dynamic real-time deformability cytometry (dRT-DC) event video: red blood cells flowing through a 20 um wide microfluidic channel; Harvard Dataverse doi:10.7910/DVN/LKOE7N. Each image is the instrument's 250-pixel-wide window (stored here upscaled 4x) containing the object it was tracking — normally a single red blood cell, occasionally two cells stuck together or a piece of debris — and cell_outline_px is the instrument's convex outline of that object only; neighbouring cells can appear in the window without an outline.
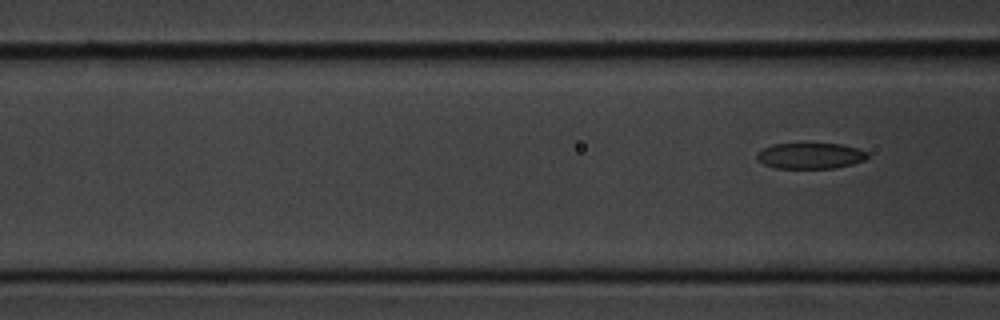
{"species": "common noctule bat (a hibernating species)", "species_latin": "Nyctalus noctula", "temperature_condition": "cold", "stored_images_in_passage": 5, "segment_of_instrument_passage": [2, 2], "camera_frame_rate_fps": 3000, "um_per_image_px": 0.085, "animal": {"sex": "male", "body_mass_g": 20.1, "forearm_length_mm": 53.5}, "frame": {"image": 1, "passage_image": 5, "time_ms": 4.667, "image_size_px": [1000, 320], "cell_outline_px": [[868, 156], [864, 160], [852, 164], [836, 168], [776, 168], [764, 164], [756, 160], [756, 152], [772, 144], [804, 140], [840, 144], [860, 148], [868, 152]], "centroid_in_image_um": [68.85, 13.18], "position_along_channel_um": 97.7, "area_um2": 17.74}}